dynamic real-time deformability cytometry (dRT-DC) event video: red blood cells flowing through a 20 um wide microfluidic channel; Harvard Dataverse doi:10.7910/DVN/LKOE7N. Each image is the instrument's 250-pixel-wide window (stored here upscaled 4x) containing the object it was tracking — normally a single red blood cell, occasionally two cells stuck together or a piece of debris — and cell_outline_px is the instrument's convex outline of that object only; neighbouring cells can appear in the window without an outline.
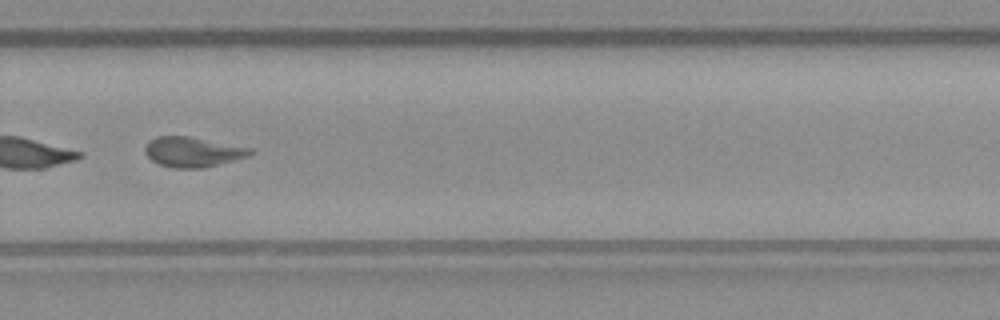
{"species": "common noctule bat (a hibernating species)", "species_latin": "Nyctalus noctula", "temperature_condition": "warm", "stored_images_in_passage": 35, "camera_frame_rate_fps": 3000, "um_per_image_px": 0.085, "animal": {"sex": "male", "body_mass_g": 23.1, "forearm_length_mm": 52.7}, "frame": {"image": 1, "passage_image": 20, "time_ms": 6.333, "image_size_px": [1000, 320], "cell_outline_px": [[256, 152], [248, 156], [204, 168], [176, 168], [160, 164], [152, 160], [144, 152], [144, 148], [148, 140], [156, 136], [188, 136], [252, 148]], "centroid_in_image_um": [16.38, 12.9], "position_along_channel_um": 313.4, "area_um2": 18.38}, "authors_computed_cell_mechanics": {"area_um2": 18.0336, "velocity_mm_per_s": 3.8808, "shape_relaxation_time_tau1_ms": null, "shape_relaxation_time_tau2_ms": 3.9865, "deformation_change_tau1": null, "deformation_change_tau2": 0.1247}}